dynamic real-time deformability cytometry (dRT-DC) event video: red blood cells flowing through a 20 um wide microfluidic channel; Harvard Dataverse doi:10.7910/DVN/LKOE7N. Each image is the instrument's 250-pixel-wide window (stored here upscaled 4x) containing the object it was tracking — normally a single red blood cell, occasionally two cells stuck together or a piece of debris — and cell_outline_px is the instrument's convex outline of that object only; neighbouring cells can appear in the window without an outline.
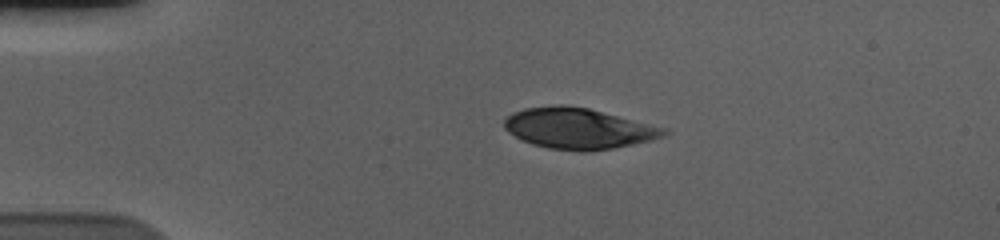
{"species": "human", "species_latin": "Homo sapiens", "temperature_condition": "cold", "stored_images_in_passage": 45, "camera_frame_rate_fps": 3000, "um_per_image_px": 0.085, "donor": {"sex": "male"}, "frame": {"image": 1, "passage_image": 1, "time_ms": 0.0, "image_size_px": [1000, 240], "cell_outline_px": [[668, 132], [664, 136], [632, 144], [612, 148], [548, 148], [532, 144], [520, 140], [508, 132], [504, 128], [504, 120], [512, 112], [524, 108], [556, 104], [564, 104], [588, 108], [668, 128]], "centroid_in_image_um": [49.11, 10.86], "position_along_channel_um": 35.9, "area_um2": 37.17}}
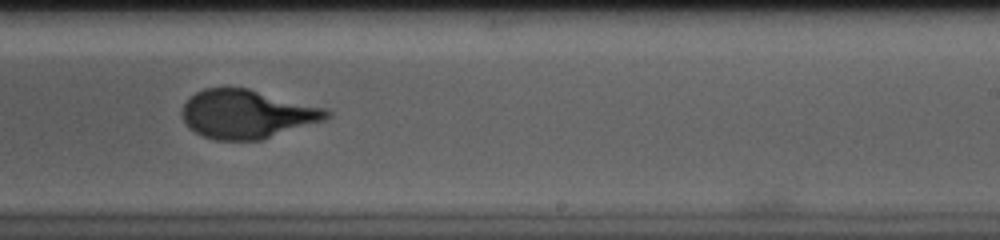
{"frame": {"image": 2, "passage_image": 24, "time_ms": 7.667, "image_size_px": [1000, 240], "cell_outline_px": [[332, 116], [324, 120], [260, 140], [216, 140], [204, 136], [188, 128], [180, 112], [188, 96], [204, 88], [248, 88], [328, 108], [332, 112]], "centroid_in_image_um": [20.99, 9.68], "position_along_channel_um": 268.0, "area_um2": 41.15}}
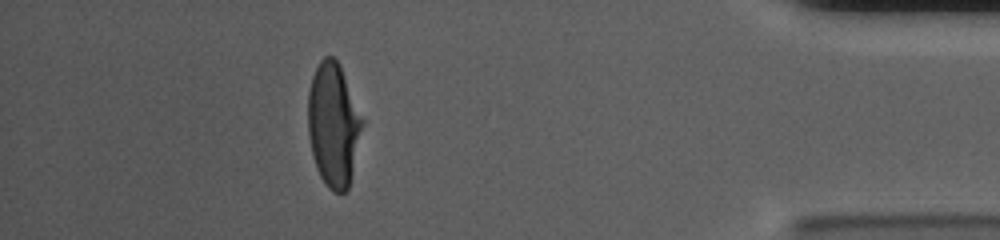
{"frame": {"image": 3, "passage_image": 39, "time_ms": 12.667, "image_size_px": [1000, 240], "cell_outline_px": [[364, 124], [348, 188], [344, 192], [332, 192], [328, 188], [320, 176], [316, 168], [312, 156], [308, 136], [308, 92], [312, 76], [320, 60], [324, 56], [332, 56], [340, 64], [364, 120]], "centroid_in_image_um": [28.33, 10.59], "position_along_channel_um": 406.9, "area_um2": 39.36}, "authors_computed_cell_mechanics": {"area_um2": 40.9802, "velocity_mm_per_s": 3.6685, "shape_relaxation_time_tau1_ms": 3.3854, "shape_relaxation_time_tau2_ms": null, "deformation_change_tau1": 0.1846, "deformation_change_tau2": null}}